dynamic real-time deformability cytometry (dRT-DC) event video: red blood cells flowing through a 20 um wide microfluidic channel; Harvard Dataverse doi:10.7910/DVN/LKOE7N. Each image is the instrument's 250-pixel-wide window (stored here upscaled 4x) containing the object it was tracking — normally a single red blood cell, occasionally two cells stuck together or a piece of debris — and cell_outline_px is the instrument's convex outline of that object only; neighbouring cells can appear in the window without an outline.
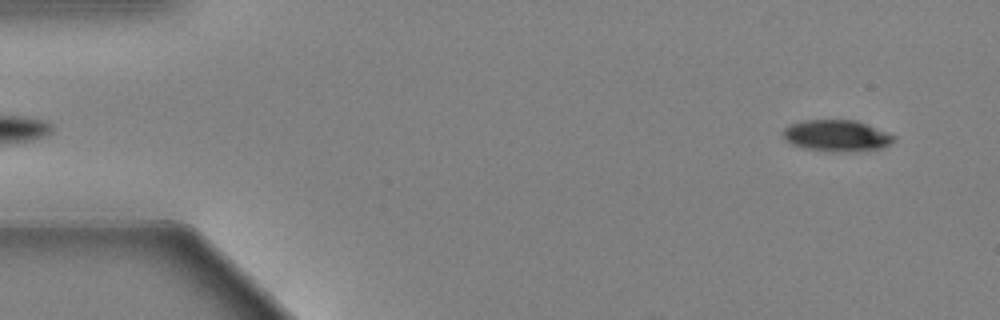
{"species": "Egyptian fruit bat (a non-hibernating species)", "species_latin": "Rousettus aegyptiacus", "temperature_condition": "warm", "stored_images_in_passage": 54, "camera_frame_rate_fps": 3000, "um_per_image_px": 0.085, "animal": {"sex": "female"}, "frame": {"image": 1, "passage_image": 2, "time_ms": 0.333, "image_size_px": [1000, 320], "cell_outline_px": [[896, 140], [880, 148], [832, 152], [804, 148], [792, 144], [784, 140], [780, 132], [788, 124], [804, 120], [856, 120], [868, 124], [896, 136]], "centroid_in_image_um": [71.05, 11.51], "position_along_channel_um": 13.9, "area_um2": 20.35}}
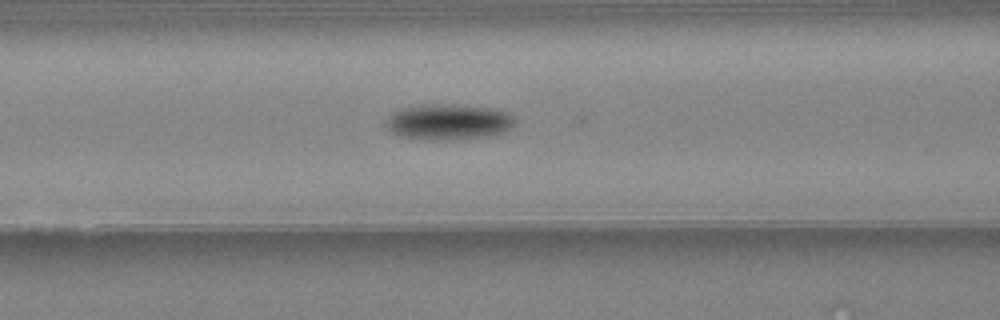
{"frame": {"image": 2, "passage_image": 21, "time_ms": 6.667, "image_size_px": [1000, 320], "cell_outline_px": [[516, 124], [512, 128], [504, 132], [488, 136], [448, 140], [428, 140], [400, 136], [392, 132], [384, 124], [388, 116], [392, 112], [400, 108], [420, 104], [456, 104], [500, 108], [512, 112], [516, 116]], "centroid_in_image_um": [38.19, 10.33], "position_along_channel_um": 128.4, "area_um2": 27.8}}
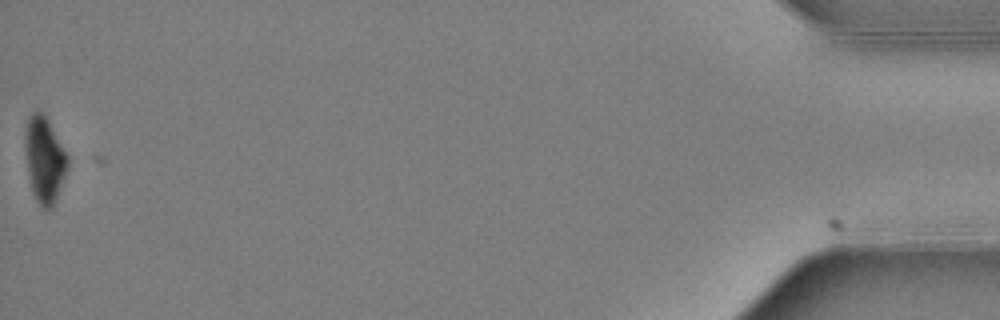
{"frame": {"image": 3, "passage_image": 54, "time_ms": 17.667, "image_size_px": [1000, 320], "cell_outline_px": [[68, 168], [56, 196], [52, 204], [48, 208], [44, 208], [36, 200], [32, 192], [28, 172], [24, 148], [24, 132], [28, 116], [32, 112], [44, 112], [68, 156]], "centroid_in_image_um": [3.75, 13.49], "position_along_channel_um": 431.5, "area_um2": 21.04}}